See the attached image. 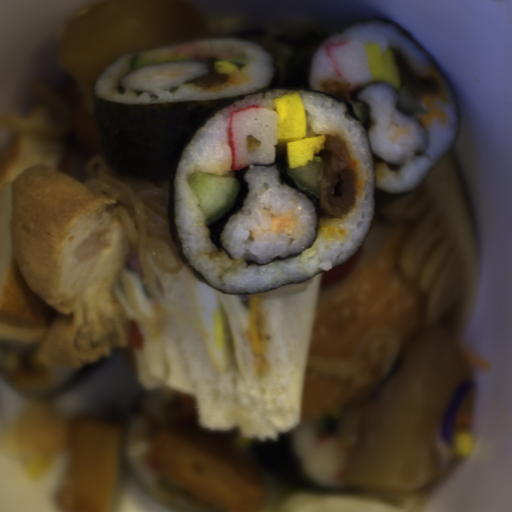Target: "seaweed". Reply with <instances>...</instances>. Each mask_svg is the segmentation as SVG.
Segmentation results:
<instances>
[{
  "label": "seaweed",
  "mask_w": 512,
  "mask_h": 512,
  "mask_svg": "<svg viewBox=\"0 0 512 512\" xmlns=\"http://www.w3.org/2000/svg\"><path fill=\"white\" fill-rule=\"evenodd\" d=\"M253 93L205 100L158 103H118L95 98L100 151L117 177L167 179L168 226L172 243L184 266L209 288L227 294L208 282L188 260L175 220V181L187 146L221 109Z\"/></svg>",
  "instance_id": "1"
},
{
  "label": "seaweed",
  "mask_w": 512,
  "mask_h": 512,
  "mask_svg": "<svg viewBox=\"0 0 512 512\" xmlns=\"http://www.w3.org/2000/svg\"><path fill=\"white\" fill-rule=\"evenodd\" d=\"M256 461L274 489L292 492L340 493L356 490L344 481L319 483L310 473L292 431L274 439H253Z\"/></svg>",
  "instance_id": "2"
},
{
  "label": "seaweed",
  "mask_w": 512,
  "mask_h": 512,
  "mask_svg": "<svg viewBox=\"0 0 512 512\" xmlns=\"http://www.w3.org/2000/svg\"><path fill=\"white\" fill-rule=\"evenodd\" d=\"M111 354L104 356L78 369L74 368L72 372L68 375V377L65 380H63L60 384H58L53 389L45 391L34 392L6 378L4 374L1 357L0 377L5 382V384L8 386L12 393H15L17 395L23 396L25 398L42 404L53 400L65 398L66 396H68L81 384H83L95 373H97L100 369H102L106 364L107 360L109 359V357L111 356Z\"/></svg>",
  "instance_id": "3"
},
{
  "label": "seaweed",
  "mask_w": 512,
  "mask_h": 512,
  "mask_svg": "<svg viewBox=\"0 0 512 512\" xmlns=\"http://www.w3.org/2000/svg\"><path fill=\"white\" fill-rule=\"evenodd\" d=\"M317 43L290 56L285 72L282 90H310V74L314 55L320 45Z\"/></svg>",
  "instance_id": "4"
},
{
  "label": "seaweed",
  "mask_w": 512,
  "mask_h": 512,
  "mask_svg": "<svg viewBox=\"0 0 512 512\" xmlns=\"http://www.w3.org/2000/svg\"><path fill=\"white\" fill-rule=\"evenodd\" d=\"M249 165L241 170H236L234 173L233 178L238 180L240 190L237 195V199L232 207L231 210L225 213V215L220 218L217 222H215L212 225H207L206 227L208 229L209 233V240L210 242L217 248L218 252L221 254V252H224L229 259H232L230 253L223 248L222 245V232L229 221V219L236 214L237 212L241 211L244 207L245 198L249 191V183L245 179V175L248 171ZM234 260V259H232Z\"/></svg>",
  "instance_id": "5"
},
{
  "label": "seaweed",
  "mask_w": 512,
  "mask_h": 512,
  "mask_svg": "<svg viewBox=\"0 0 512 512\" xmlns=\"http://www.w3.org/2000/svg\"><path fill=\"white\" fill-rule=\"evenodd\" d=\"M275 149H276V156H275V161L273 164H252V165L259 166V167L275 166L277 168L278 174H279V183H281L282 185L286 184L290 188H292V189L296 190L297 192L301 193L302 195H304L311 202V204L313 205V208H314V212L316 214L317 223H316V228H315V237H314L313 241L311 242V245L307 248V249H309L315 244V242L319 238V230L321 227L320 226L321 209L318 205L317 198L314 195H312L308 192L300 191L293 184H291L290 182L285 180L284 175H285L287 168L289 167L288 163H287V159H286V147H279L278 143H277L275 146Z\"/></svg>",
  "instance_id": "6"
},
{
  "label": "seaweed",
  "mask_w": 512,
  "mask_h": 512,
  "mask_svg": "<svg viewBox=\"0 0 512 512\" xmlns=\"http://www.w3.org/2000/svg\"><path fill=\"white\" fill-rule=\"evenodd\" d=\"M272 59V58H271ZM273 76L270 83L265 88L268 91L276 90L280 82V69L275 59H272Z\"/></svg>",
  "instance_id": "7"
},
{
  "label": "seaweed",
  "mask_w": 512,
  "mask_h": 512,
  "mask_svg": "<svg viewBox=\"0 0 512 512\" xmlns=\"http://www.w3.org/2000/svg\"><path fill=\"white\" fill-rule=\"evenodd\" d=\"M371 154H372L373 163H384V164L387 165L389 171H397L398 172L399 169L402 166V165H399V164H396V163L385 161L382 158H380L378 155L373 153L372 151H371Z\"/></svg>",
  "instance_id": "8"
},
{
  "label": "seaweed",
  "mask_w": 512,
  "mask_h": 512,
  "mask_svg": "<svg viewBox=\"0 0 512 512\" xmlns=\"http://www.w3.org/2000/svg\"><path fill=\"white\" fill-rule=\"evenodd\" d=\"M377 83H383V81H370L368 82L367 84L359 87V88H356L352 91H350V97H349V101L350 100H356L357 97L365 90V88L371 84H377Z\"/></svg>",
  "instance_id": "9"
},
{
  "label": "seaweed",
  "mask_w": 512,
  "mask_h": 512,
  "mask_svg": "<svg viewBox=\"0 0 512 512\" xmlns=\"http://www.w3.org/2000/svg\"><path fill=\"white\" fill-rule=\"evenodd\" d=\"M302 253V252H301ZM300 253V254H301ZM300 254H297V255H291V254H288L286 258H282V256H276L271 262L269 263H258L257 261H250V260H244L245 263L249 266V265H268L272 262H276V261H280V260H284V259H290V258H293V257H296V256H299Z\"/></svg>",
  "instance_id": "10"
},
{
  "label": "seaweed",
  "mask_w": 512,
  "mask_h": 512,
  "mask_svg": "<svg viewBox=\"0 0 512 512\" xmlns=\"http://www.w3.org/2000/svg\"><path fill=\"white\" fill-rule=\"evenodd\" d=\"M132 71H133L132 69H130V70H128V71H125V72H124V73H122V74L120 75V77L118 78L117 83H116V86H117V92H118L119 94H122V95H125V94H126L127 89H126V87H124V86L121 84V81L123 80V78H124L126 75H128V74L132 73Z\"/></svg>",
  "instance_id": "11"
},
{
  "label": "seaweed",
  "mask_w": 512,
  "mask_h": 512,
  "mask_svg": "<svg viewBox=\"0 0 512 512\" xmlns=\"http://www.w3.org/2000/svg\"><path fill=\"white\" fill-rule=\"evenodd\" d=\"M137 96H141L144 92L134 91Z\"/></svg>",
  "instance_id": "12"
},
{
  "label": "seaweed",
  "mask_w": 512,
  "mask_h": 512,
  "mask_svg": "<svg viewBox=\"0 0 512 512\" xmlns=\"http://www.w3.org/2000/svg\"><path fill=\"white\" fill-rule=\"evenodd\" d=\"M177 89H178V86H177V87H175L174 89H172V90H171V91H169V92L174 93Z\"/></svg>",
  "instance_id": "13"
}]
</instances>
